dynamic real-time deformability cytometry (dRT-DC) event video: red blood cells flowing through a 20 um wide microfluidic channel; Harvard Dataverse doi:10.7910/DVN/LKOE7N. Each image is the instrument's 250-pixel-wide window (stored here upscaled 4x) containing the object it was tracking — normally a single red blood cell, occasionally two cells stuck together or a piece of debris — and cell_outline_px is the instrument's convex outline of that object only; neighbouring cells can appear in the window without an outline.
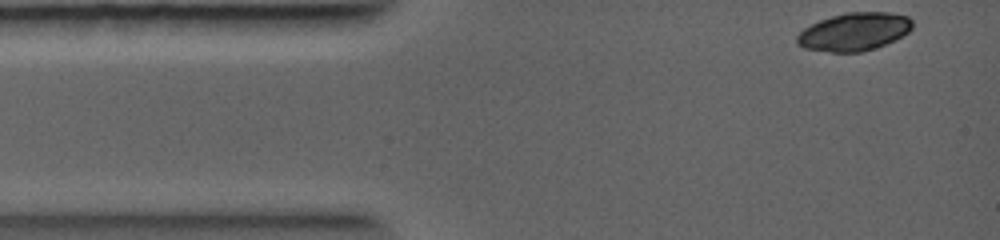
{"species": "common noctule bat (a hibernating species)", "species_latin": "Nyctalus noctula", "temperature_condition": "warm", "stored_images_in_passage": 3, "camera_frame_rate_fps": 5000, "um_per_image_px": 0.085, "animal": {"sex": "female", "body_mass_g": 19.0, "forearm_length_mm": 56.7}, "frame": {"image": 1, "passage_image": 1, "time_ms": 0.0, "image_size_px": [1000, 240], "cell_outline_px": [[912, 28], [908, 32], [876, 48], [860, 52], [832, 52], [804, 48], [796, 44], [796, 36], [804, 28], [820, 20], [832, 16], [848, 12], [888, 12], [908, 16], [912, 20]], "centroid_in_image_um": [72.58, 2.69], "position_along_channel_um": 12.4, "area_um2": 25.37}}